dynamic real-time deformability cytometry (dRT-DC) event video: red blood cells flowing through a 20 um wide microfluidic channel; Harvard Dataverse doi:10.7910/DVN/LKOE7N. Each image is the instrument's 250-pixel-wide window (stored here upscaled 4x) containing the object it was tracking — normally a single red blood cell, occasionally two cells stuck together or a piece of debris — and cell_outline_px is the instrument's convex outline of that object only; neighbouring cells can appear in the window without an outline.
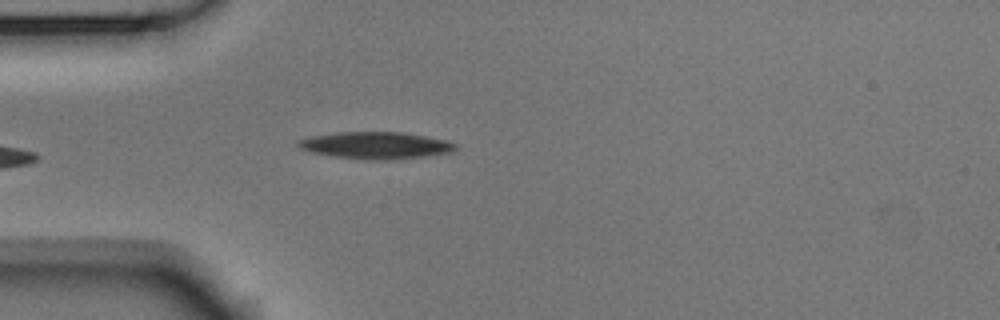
{"species": "Egyptian fruit bat (a non-hibernating species)", "species_latin": "Rousettus aegyptiacus", "temperature_condition": "room temperature", "stored_images_in_passage": 4, "camera_frame_rate_fps": 3000, "um_per_image_px": 0.085, "animal": {"sex": "male"}, "frame": {"image": 1, "passage_image": 4, "time_ms": 1.0, "image_size_px": [1000, 320], "cell_outline_px": [[456, 148], [452, 152], [424, 156], [384, 160], [368, 160], [336, 156], [312, 152], [300, 148], [296, 144], [296, 140], [308, 136], [336, 132], [404, 132], [444, 140], [456, 144]], "centroid_in_image_um": [31.88, 12.34], "position_along_channel_um": 53.1, "area_um2": 24.57}}